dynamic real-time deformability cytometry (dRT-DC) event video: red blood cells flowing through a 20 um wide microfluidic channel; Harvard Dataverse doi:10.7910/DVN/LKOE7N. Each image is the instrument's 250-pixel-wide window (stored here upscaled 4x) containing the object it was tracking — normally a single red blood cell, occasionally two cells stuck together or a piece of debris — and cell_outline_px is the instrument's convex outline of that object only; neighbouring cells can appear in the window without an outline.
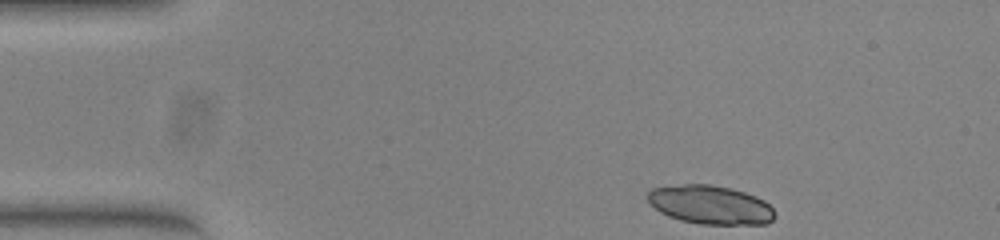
{"species": "common noctule bat (a hibernating species)", "species_latin": "Nyctalus noctula", "temperature_condition": "warm", "stored_images_in_passage": 38, "camera_frame_rate_fps": 3000, "um_per_image_px": 0.085, "animal": {"sex": "female", "body_mass_g": 23.0, "forearm_length_mm": 53.4}, "frame": {"image": 1, "passage_image": 1, "time_ms": 0.0, "image_size_px": [1000, 240], "cell_outline_px": [[776, 216], [768, 224], [700, 224], [680, 220], [668, 216], [660, 212], [648, 200], [648, 192], [652, 188], [684, 184], [712, 184], [732, 188], [756, 196], [764, 200], [776, 212]], "centroid_in_image_um": [60.42, 17.41], "position_along_channel_um": 24.6, "area_um2": 28.78}}
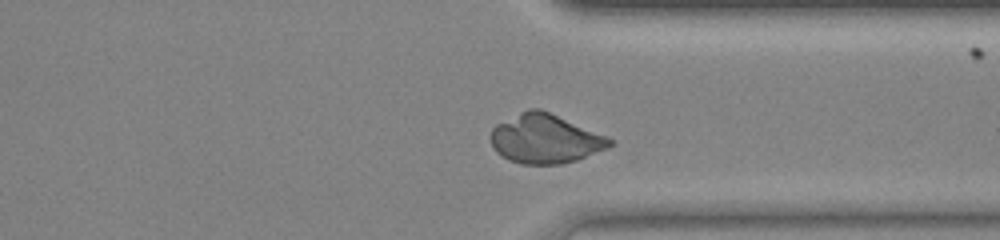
{"frame": {"image": 2, "passage_image": 34, "time_ms": 11.0, "image_size_px": [1000, 240], "cell_outline_px": [[612, 144], [608, 148], [576, 160], [560, 164], [520, 164], [508, 160], [496, 152], [492, 144], [492, 128], [496, 124], [528, 108], [540, 108], [604, 136], [612, 140]], "centroid_in_image_um": [46.3, 11.81], "position_along_channel_um": 365.1, "area_um2": 33.58}}